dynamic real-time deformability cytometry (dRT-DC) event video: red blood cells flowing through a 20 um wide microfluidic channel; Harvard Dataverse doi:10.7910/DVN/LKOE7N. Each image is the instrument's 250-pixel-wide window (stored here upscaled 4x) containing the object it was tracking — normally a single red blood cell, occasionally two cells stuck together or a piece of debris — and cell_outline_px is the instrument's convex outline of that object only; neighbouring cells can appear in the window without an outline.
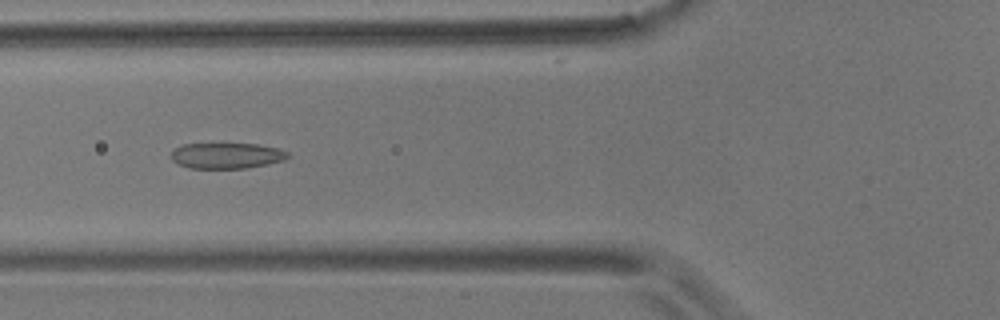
{"species": "common noctule bat (a hibernating species)", "species_latin": "Nyctalus noctula", "temperature_condition": "room temperature", "stored_images_in_passage": 10, "camera_frame_rate_fps": 3000, "um_per_image_px": 0.085, "animal": {"sex": "male", "body_mass_g": 17.9}, "frame": {"image": 1, "passage_image": 7, "time_ms": 7.0, "image_size_px": [1000, 320], "cell_outline_px": [[288, 156], [284, 160], [268, 164], [248, 168], [188, 168], [172, 160], [168, 156], [176, 148], [184, 144], [260, 144], [276, 148], [288, 152]], "centroid_in_image_um": [19.25, 13.23], "position_along_channel_um": 106.5, "area_um2": 17.46}}
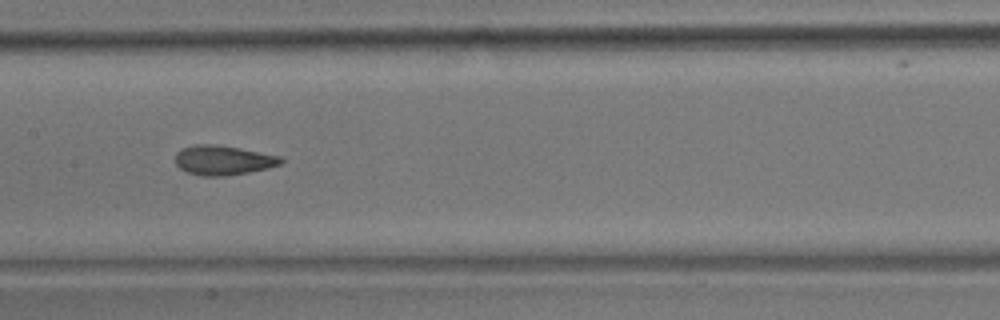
{"frame": {"image": 2, "passage_image": 9, "time_ms": 9.333, "image_size_px": [1000, 320], "cell_outline_px": [[284, 160], [280, 164], [268, 168], [248, 172], [224, 176], [204, 176], [188, 172], [180, 168], [176, 164], [176, 152], [184, 148], [196, 144], [212, 144], [236, 148], [280, 156]], "centroid_in_image_um": [18.95, 13.62], "position_along_channel_um": 188.4, "area_um2": 17.8}}
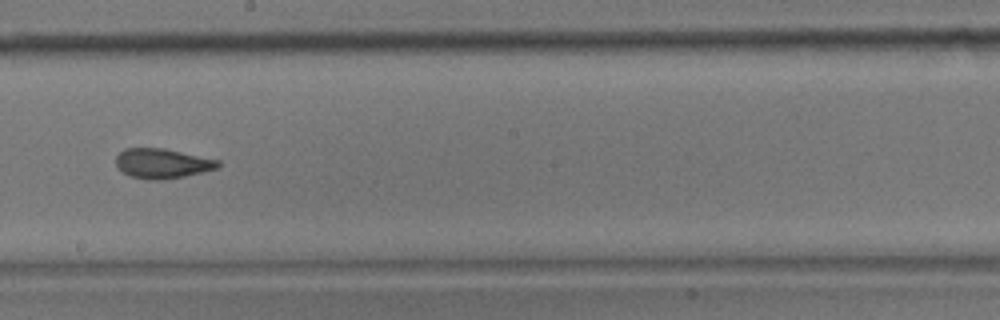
{"frame": {"image": 3, "passage_image": 10, "time_ms": 10.667, "image_size_px": [1000, 320], "cell_outline_px": [[220, 168], [204, 172], [164, 180], [148, 180], [132, 176], [124, 172], [116, 164], [116, 156], [124, 148], [164, 148], [220, 160]], "centroid_in_image_um": [13.84, 13.89], "position_along_channel_um": 234.4, "area_um2": 17.8}}